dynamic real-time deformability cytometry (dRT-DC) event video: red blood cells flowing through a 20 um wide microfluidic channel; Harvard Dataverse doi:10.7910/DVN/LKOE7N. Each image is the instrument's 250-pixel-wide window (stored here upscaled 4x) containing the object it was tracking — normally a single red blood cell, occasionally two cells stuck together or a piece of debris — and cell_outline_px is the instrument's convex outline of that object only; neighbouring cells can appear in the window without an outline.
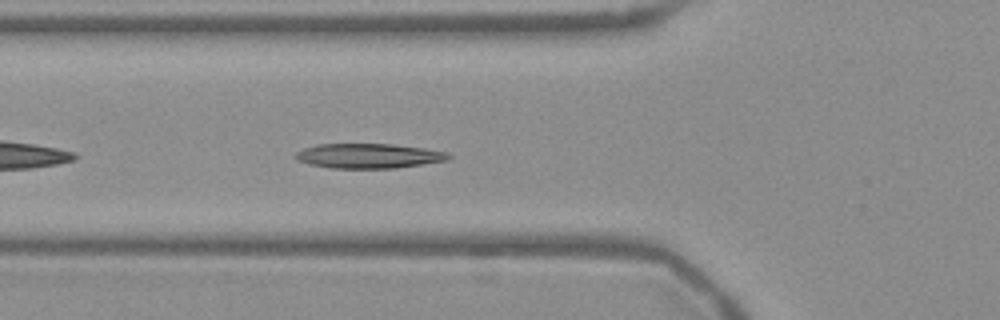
{"species": "Egyptian fruit bat (a non-hibernating species)", "species_latin": "Rousettus aegyptiacus", "temperature_condition": "warm", "stored_images_in_passage": 40, "camera_frame_rate_fps": 3000, "um_per_image_px": 0.085, "frame": {"image": 1, "passage_image": 5, "time_ms": 1.333, "image_size_px": [1000, 320], "cell_outline_px": [[452, 156], [448, 160], [392, 168], [332, 168], [308, 164], [296, 160], [296, 152], [304, 148], [316, 144], [392, 144], [424, 148], [448, 152]], "centroid_in_image_um": [31.32, 13.24], "position_along_channel_um": 94.5, "area_um2": 21.96}}
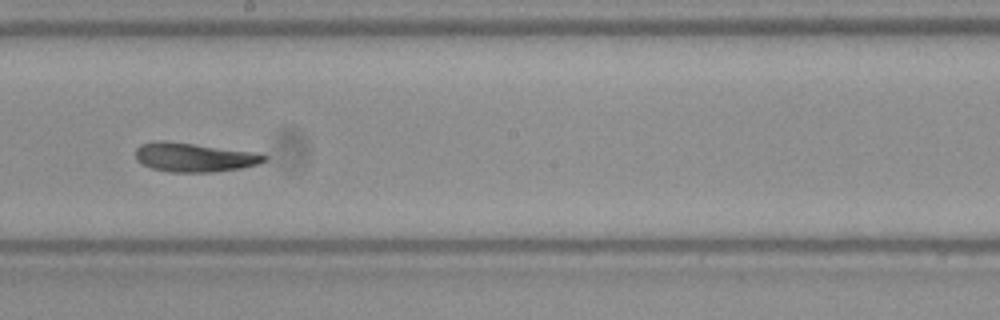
{"frame": {"image": 2, "passage_image": 16, "time_ms": 5.0, "image_size_px": [1000, 320], "cell_outline_px": [[268, 160], [260, 164], [240, 168], [212, 172], [168, 172], [152, 168], [136, 160], [136, 148], [140, 144], [156, 140], [164, 140], [256, 152], [268, 156]], "centroid_in_image_um": [16.52, 13.36], "position_along_channel_um": 231.7, "area_um2": 21.91}}
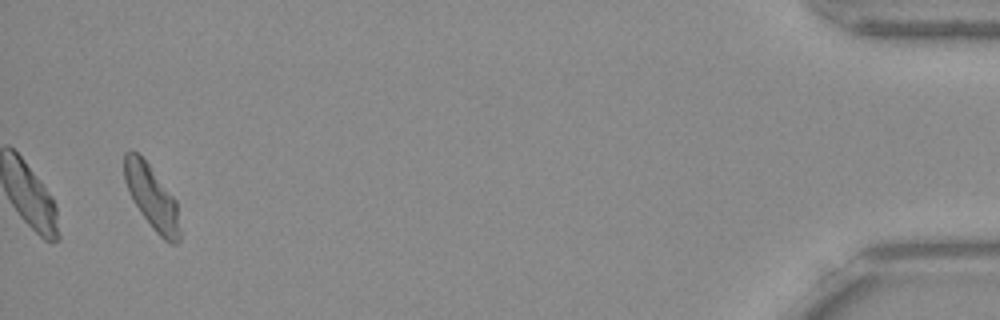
{"frame": {"image": 3, "passage_image": 38, "time_ms": 12.333, "image_size_px": [1000, 320], "cell_outline_px": [[180, 240], [176, 244], [172, 244], [164, 240], [152, 228], [140, 212], [132, 200], [128, 192], [124, 180], [124, 152], [136, 152], [148, 164], [176, 200], [180, 232]], "centroid_in_image_um": [12.9, 16.8], "position_along_channel_um": 422.3, "area_um2": 20.4}, "authors_computed_cell_mechanics": {"area_um2": 21.7906, "velocity_mm_per_s": 3.7329, "shape_relaxation_time_tau1_ms": 4.5917, "shape_relaxation_time_tau2_ms": 3.1751, "deformation_change_tau1": 0.1541, "deformation_change_tau2": 0.1127}}